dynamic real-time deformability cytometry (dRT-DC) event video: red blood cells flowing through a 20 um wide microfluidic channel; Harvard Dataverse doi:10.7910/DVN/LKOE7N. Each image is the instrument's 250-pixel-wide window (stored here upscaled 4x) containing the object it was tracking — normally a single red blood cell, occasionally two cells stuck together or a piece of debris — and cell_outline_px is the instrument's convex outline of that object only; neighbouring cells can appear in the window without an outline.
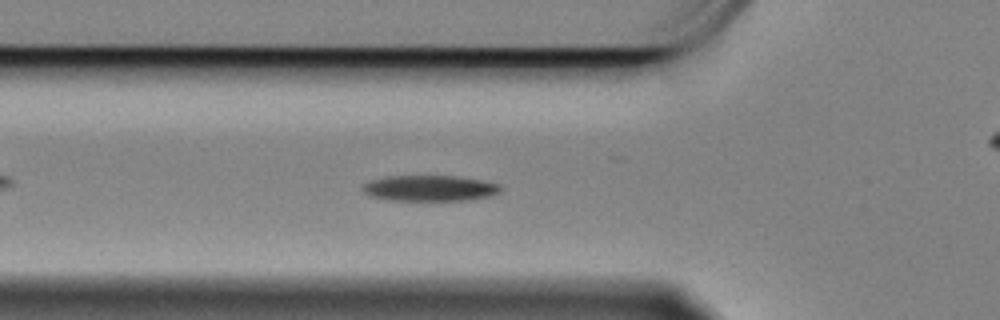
{"species": "Egyptian fruit bat (a non-hibernating species)", "species_latin": "Rousettus aegyptiacus", "temperature_condition": "cold", "stored_images_in_passage": 51, "camera_frame_rate_fps": 3000, "um_per_image_px": 0.085, "animal": {"sex": "female"}, "frame": {"image": 1, "passage_image": 10, "time_ms": 3.0, "image_size_px": [1000, 320], "cell_outline_px": [[504, 188], [500, 192], [488, 196], [468, 200], [384, 200], [368, 196], [360, 188], [364, 184], [372, 180], [388, 176], [460, 176], [488, 180], [500, 184]], "centroid_in_image_um": [36.57, 15.99], "position_along_channel_um": 89.2, "area_um2": 21.1}}
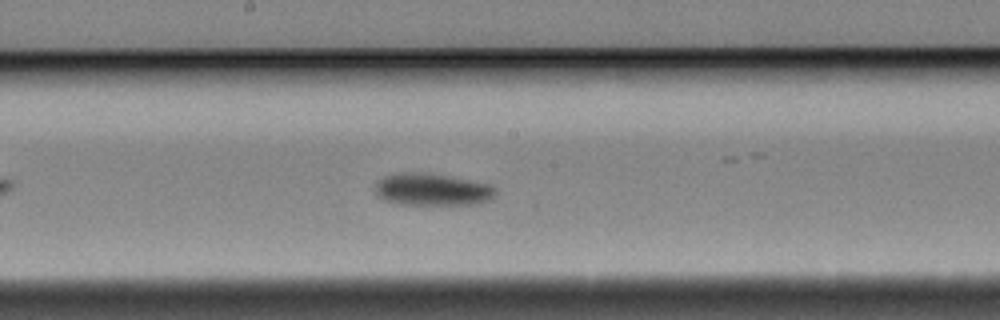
{"frame": {"image": 2, "passage_image": 21, "time_ms": 6.667, "image_size_px": [1000, 320], "cell_outline_px": [[496, 196], [480, 204], [400, 204], [384, 200], [376, 196], [376, 184], [384, 176], [444, 176], [488, 184], [496, 188]], "centroid_in_image_um": [36.81, 16.19], "position_along_channel_um": 211.4, "area_um2": 21.15}}
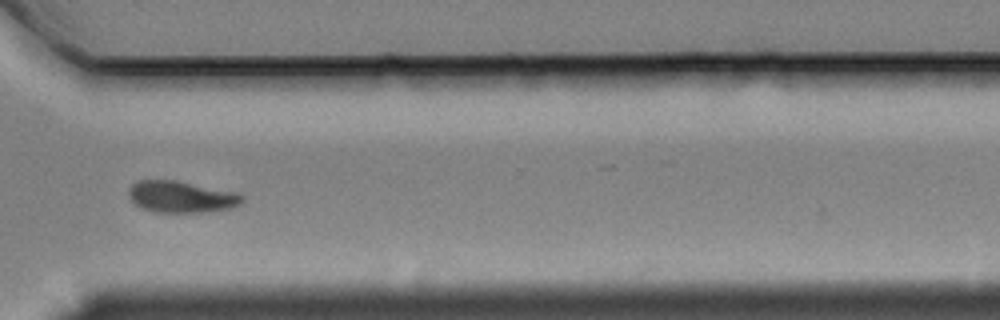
{"frame": {"image": 3, "passage_image": 34, "time_ms": 11.0, "image_size_px": [1000, 320], "cell_outline_px": [[244, 200], [240, 204], [232, 208], [208, 212], [156, 212], [140, 208], [128, 196], [128, 192], [132, 184], [136, 180], [176, 180], [240, 192], [244, 196]], "centroid_in_image_um": [15.46, 16.72], "position_along_channel_um": 355.1, "area_um2": 21.27}, "authors_computed_cell_mechanics": {"area_um2": 21.3282, "velocity_mm_per_s": 3.3163, "shape_relaxation_time_tau1_ms": 2.4624, "shape_relaxation_time_tau2_ms": null, "deformation_change_tau1": 0.114, "deformation_change_tau2": null}}